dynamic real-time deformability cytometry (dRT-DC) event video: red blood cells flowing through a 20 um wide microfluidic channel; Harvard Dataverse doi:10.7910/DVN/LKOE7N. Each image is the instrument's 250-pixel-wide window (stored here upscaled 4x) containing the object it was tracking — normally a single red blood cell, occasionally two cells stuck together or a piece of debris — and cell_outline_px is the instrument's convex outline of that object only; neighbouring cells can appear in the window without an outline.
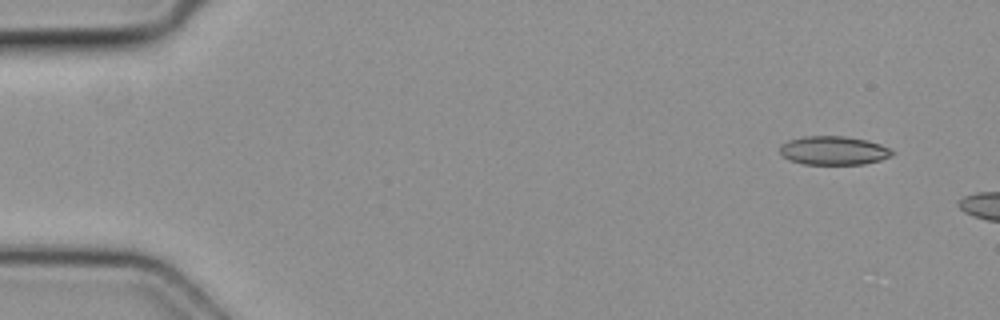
{"species": "common noctule bat (a hibernating species)", "species_latin": "Nyctalus noctula", "temperature_condition": "cold", "stored_images_in_passage": 3, "camera_frame_rate_fps": 3000, "um_per_image_px": 0.085, "animal": {"sex": "female", "body_mass_g": 19.3, "forearm_length_mm": 54.1}, "frame": {"image": 1, "passage_image": 1, "time_ms": 0.0, "image_size_px": [1000, 320], "cell_outline_px": [[896, 152], [892, 156], [880, 160], [864, 164], [804, 164], [788, 160], [780, 152], [780, 144], [788, 140], [804, 136], [844, 136], [868, 140], [880, 144]], "centroid_in_image_um": [70.86, 12.79], "position_along_channel_um": 14.1, "area_um2": 18.9}}